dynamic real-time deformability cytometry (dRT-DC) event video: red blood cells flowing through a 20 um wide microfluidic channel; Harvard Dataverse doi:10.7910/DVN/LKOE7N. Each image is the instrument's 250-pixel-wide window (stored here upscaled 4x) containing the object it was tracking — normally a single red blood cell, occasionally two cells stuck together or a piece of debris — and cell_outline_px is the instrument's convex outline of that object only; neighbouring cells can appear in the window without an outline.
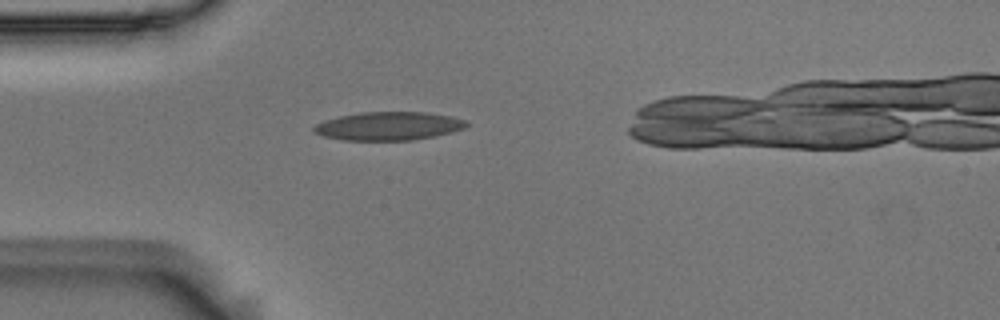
{"species": "Egyptian fruit bat (a non-hibernating species)", "species_latin": "Rousettus aegyptiacus", "temperature_condition": "room temperature", "stored_images_in_passage": 2, "camera_frame_rate_fps": 3000, "um_per_image_px": 0.085, "animal": {"sex": "male"}, "frame": {"image": 1, "passage_image": 1, "time_ms": 0.0, "image_size_px": [1000, 320], "cell_outline_px": [[468, 124], [464, 128], [452, 132], [412, 140], [344, 140], [324, 136], [312, 132], [312, 128], [316, 124], [324, 120], [340, 116], [360, 112], [428, 112], [452, 116], [468, 120]], "centroid_in_image_um": [33.03, 10.7], "position_along_channel_um": 52.0, "area_um2": 25.32}}